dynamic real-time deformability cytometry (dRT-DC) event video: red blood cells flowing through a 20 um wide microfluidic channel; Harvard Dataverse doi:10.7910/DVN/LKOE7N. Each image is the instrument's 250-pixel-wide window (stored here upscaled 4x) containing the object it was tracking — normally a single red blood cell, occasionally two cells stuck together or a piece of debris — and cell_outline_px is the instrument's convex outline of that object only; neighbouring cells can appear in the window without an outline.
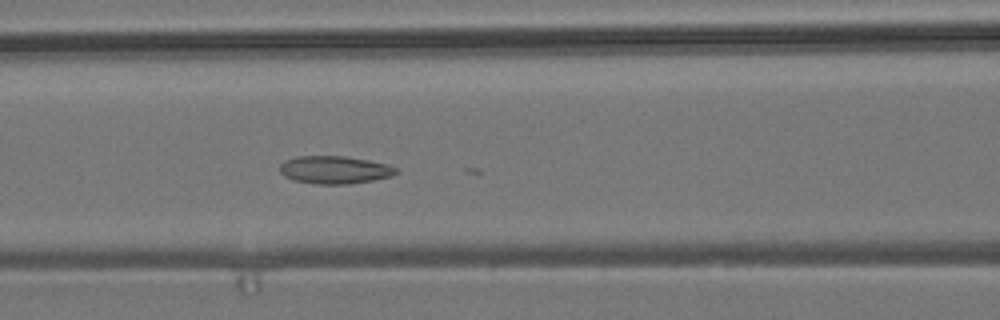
{"species": "common noctule bat (a hibernating species)", "species_latin": "Nyctalus noctula", "temperature_condition": "room temperature", "stored_images_in_passage": 25, "camera_frame_rate_fps": 3000, "um_per_image_px": 0.085, "animal": {"sex": "male", "body_mass_g": 19.2, "forearm_length_mm": 51.8}, "frame": {"image": 1, "passage_image": 24, "time_ms": 7.667, "image_size_px": [1000, 320], "cell_outline_px": [[396, 172], [392, 176], [372, 180], [348, 184], [316, 184], [292, 180], [284, 176], [280, 172], [280, 164], [284, 160], [296, 156], [344, 156], [368, 160], [388, 164], [396, 168]], "centroid_in_image_um": [28.4, 14.43], "position_along_channel_um": 138.2, "area_um2": 18.84}}